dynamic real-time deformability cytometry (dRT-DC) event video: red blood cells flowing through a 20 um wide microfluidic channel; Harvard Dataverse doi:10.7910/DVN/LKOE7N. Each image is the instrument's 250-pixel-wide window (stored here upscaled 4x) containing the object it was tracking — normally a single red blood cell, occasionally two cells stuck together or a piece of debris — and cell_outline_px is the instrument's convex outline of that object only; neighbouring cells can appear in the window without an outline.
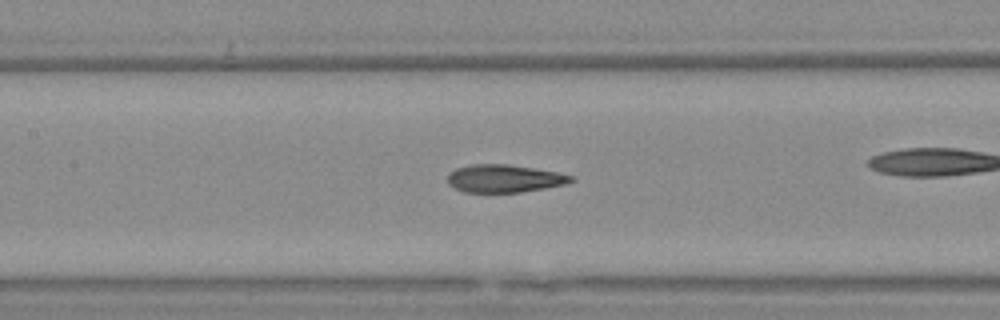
{"species": "Egyptian fruit bat (a non-hibernating species)", "species_latin": "Rousettus aegyptiacus", "temperature_condition": "warm", "stored_images_in_passage": 43, "camera_frame_rate_fps": 3000, "um_per_image_px": 0.085, "animal": {"sex": "female"}, "frame": {"image": 1, "passage_image": 25, "time_ms": 8.0, "image_size_px": [1000, 320], "cell_outline_px": [[576, 180], [564, 184], [544, 188], [520, 192], [464, 192], [448, 184], [448, 172], [456, 168], [472, 164], [508, 164], [556, 172], [572, 176]], "centroid_in_image_um": [42.83, 15.17], "position_along_channel_um": 164.6, "area_um2": 19.83}}